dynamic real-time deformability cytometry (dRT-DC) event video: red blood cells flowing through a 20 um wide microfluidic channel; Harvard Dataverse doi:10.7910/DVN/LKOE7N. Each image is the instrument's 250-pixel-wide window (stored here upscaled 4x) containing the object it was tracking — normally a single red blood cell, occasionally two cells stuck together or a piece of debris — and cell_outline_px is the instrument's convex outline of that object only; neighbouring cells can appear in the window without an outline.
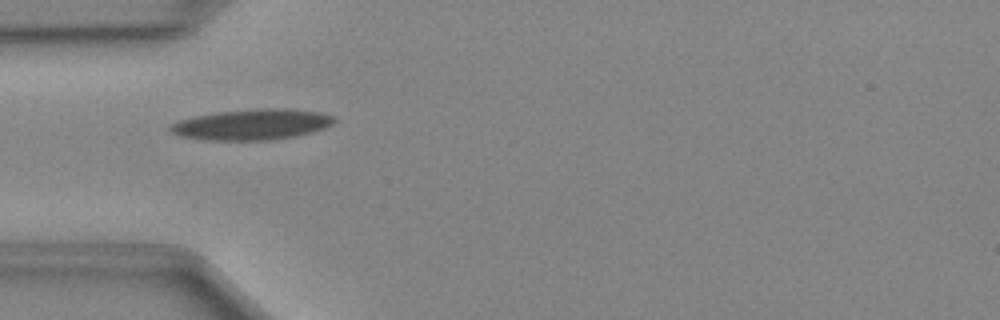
{"species": "Egyptian fruit bat (a non-hibernating species)", "species_latin": "Rousettus aegyptiacus", "temperature_condition": "cold", "stored_images_in_passage": 35, "camera_frame_rate_fps": 3000, "um_per_image_px": 0.085, "animal": {"sex": "female"}, "frame": {"image": 1, "passage_image": 2, "time_ms": 0.333, "image_size_px": [1000, 320], "cell_outline_px": [[336, 120], [332, 124], [324, 128], [312, 132], [296, 136], [272, 140], [204, 140], [180, 136], [172, 132], [168, 128], [172, 124], [180, 120], [192, 116], [216, 112], [256, 108], [288, 108], [320, 112], [336, 116]], "centroid_in_image_um": [21.44, 10.57], "position_along_channel_um": 63.6, "area_um2": 29.65}}
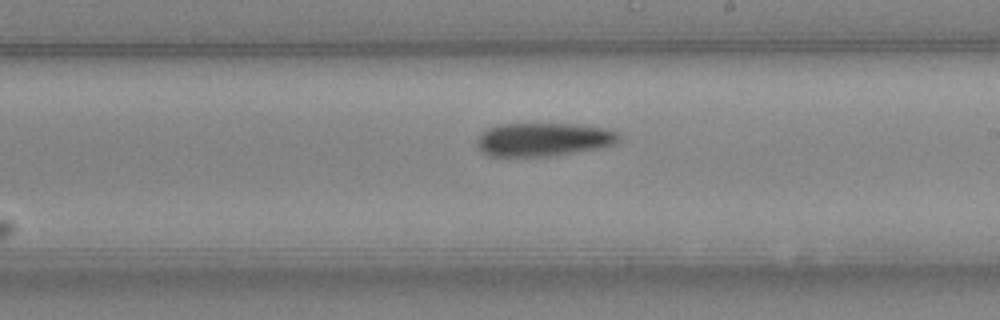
{"frame": {"image": 2, "passage_image": 15, "time_ms": 4.667, "image_size_px": [1000, 320], "cell_outline_px": [[620, 140], [616, 144], [600, 148], [556, 156], [488, 156], [480, 152], [476, 148], [476, 140], [480, 132], [496, 124], [572, 124], [604, 128], [620, 132]], "centroid_in_image_um": [46.16, 11.86], "position_along_channel_um": 242.8, "area_um2": 28.21}}
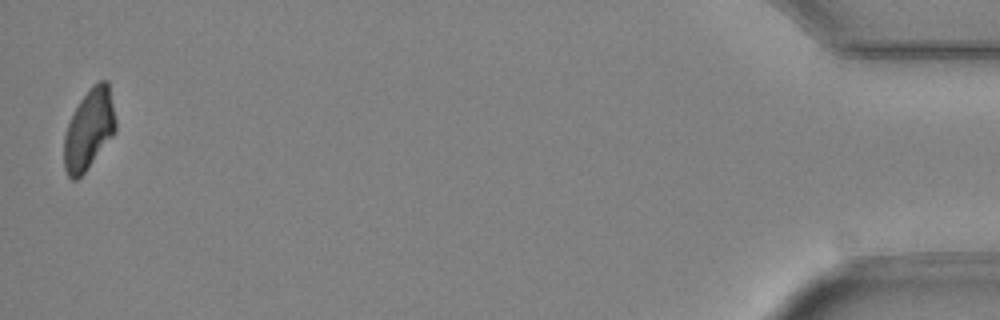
{"frame": {"image": 3, "passage_image": 35, "time_ms": 11.333, "image_size_px": [1000, 320], "cell_outline_px": [[116, 132], [88, 168], [76, 180], [72, 180], [68, 176], [64, 168], [64, 136], [68, 124], [80, 100], [92, 84], [100, 80], [108, 80], [116, 120]], "centroid_in_image_um": [7.58, 10.99], "position_along_channel_um": 427.6, "area_um2": 24.16}}